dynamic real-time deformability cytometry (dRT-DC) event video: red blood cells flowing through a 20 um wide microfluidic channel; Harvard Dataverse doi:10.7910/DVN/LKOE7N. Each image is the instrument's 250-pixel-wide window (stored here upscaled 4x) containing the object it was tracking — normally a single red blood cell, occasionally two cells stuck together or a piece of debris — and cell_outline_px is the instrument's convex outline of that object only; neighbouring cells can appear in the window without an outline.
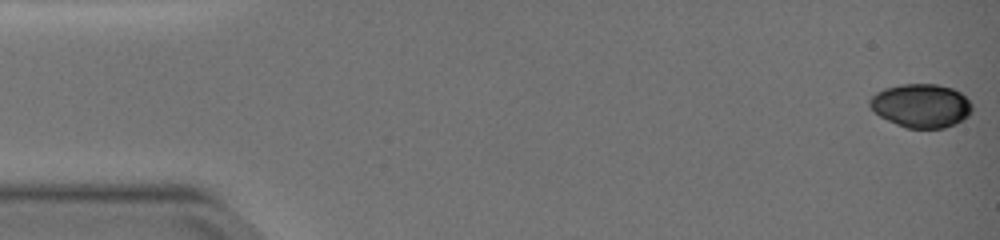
{"species": "common noctule bat (a hibernating species)", "species_latin": "Nyctalus noctula", "temperature_condition": "warm", "stored_images_in_passage": 50, "camera_frame_rate_fps": 3000, "um_per_image_px": 0.085, "animal": {"sex": "female", "body_mass_g": 19.0, "forearm_length_mm": 51.5}, "frame": {"image": 1, "passage_image": 1, "time_ms": 0.0, "image_size_px": [1000, 240], "cell_outline_px": [[972, 112], [964, 120], [956, 124], [944, 128], [908, 128], [896, 124], [880, 116], [868, 104], [868, 100], [876, 92], [884, 88], [900, 84], [936, 84], [952, 88], [960, 92], [972, 104]], "centroid_in_image_um": [78.31, 8.98], "position_along_channel_um": 6.7, "area_um2": 26.13}}
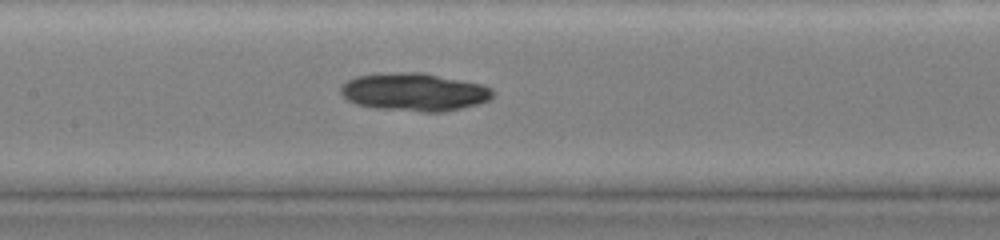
{"frame": {"image": 2, "passage_image": 25, "time_ms": 8.0, "image_size_px": [1000, 240], "cell_outline_px": [[496, 92], [488, 100], [476, 104], [444, 112], [424, 112], [376, 108], [356, 104], [348, 100], [340, 92], [340, 88], [348, 80], [356, 76], [380, 72], [420, 72], [484, 84], [492, 88]], "centroid_in_image_um": [35.22, 7.81], "position_along_channel_um": 172.2, "area_um2": 33.81}}
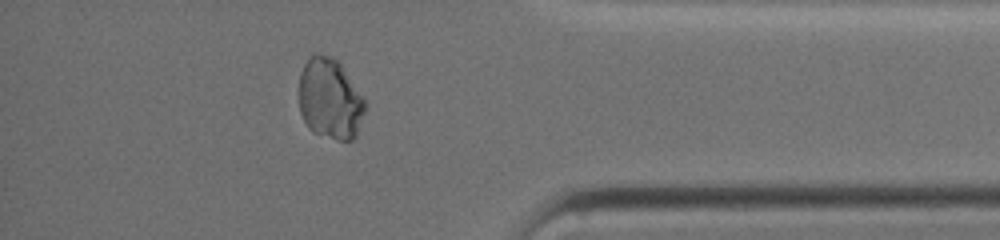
{"frame": {"image": 3, "passage_image": 44, "time_ms": 14.333, "image_size_px": [1000, 240], "cell_outline_px": [[364, 112], [356, 136], [352, 140], [336, 140], [312, 132], [308, 128], [300, 112], [300, 72], [308, 56], [312, 52], [320, 52], [332, 56], [340, 60], [364, 100]], "centroid_in_image_um": [28.03, 8.35], "position_along_channel_um": 407.2, "area_um2": 31.44}}